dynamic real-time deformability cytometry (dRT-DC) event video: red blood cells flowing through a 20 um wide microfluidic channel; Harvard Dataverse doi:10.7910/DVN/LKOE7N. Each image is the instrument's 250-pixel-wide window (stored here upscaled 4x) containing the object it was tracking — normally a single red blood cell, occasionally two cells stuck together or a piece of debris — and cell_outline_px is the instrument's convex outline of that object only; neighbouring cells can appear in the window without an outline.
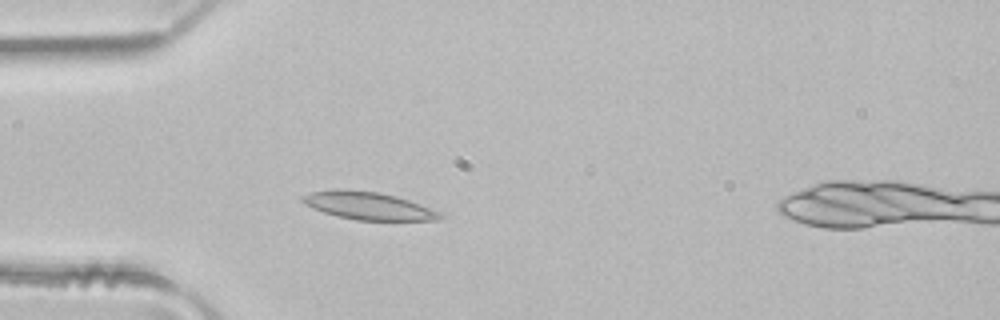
{"species": "common noctule bat (a hibernating species)", "species_latin": "Nyctalus noctula", "temperature_condition": "room temperature", "stored_images_in_passage": 4, "camera_frame_rate_fps": 3000, "um_per_image_px": 0.085, "animal": {"sex": "male", "body_mass_g": 21.5, "forearm_length_mm": 52.0}, "frame": {"image": 1, "passage_image": 3, "time_ms": 0.667, "image_size_px": [1000, 320], "cell_outline_px": [[444, 216], [440, 220], [356, 220], [336, 216], [312, 208], [304, 204], [300, 200], [300, 196], [312, 192], [340, 188], [344, 188], [380, 192], [396, 196], [408, 200], [440, 212]], "centroid_in_image_um": [31.26, 17.48], "position_along_channel_um": 53.7, "area_um2": 22.31}}